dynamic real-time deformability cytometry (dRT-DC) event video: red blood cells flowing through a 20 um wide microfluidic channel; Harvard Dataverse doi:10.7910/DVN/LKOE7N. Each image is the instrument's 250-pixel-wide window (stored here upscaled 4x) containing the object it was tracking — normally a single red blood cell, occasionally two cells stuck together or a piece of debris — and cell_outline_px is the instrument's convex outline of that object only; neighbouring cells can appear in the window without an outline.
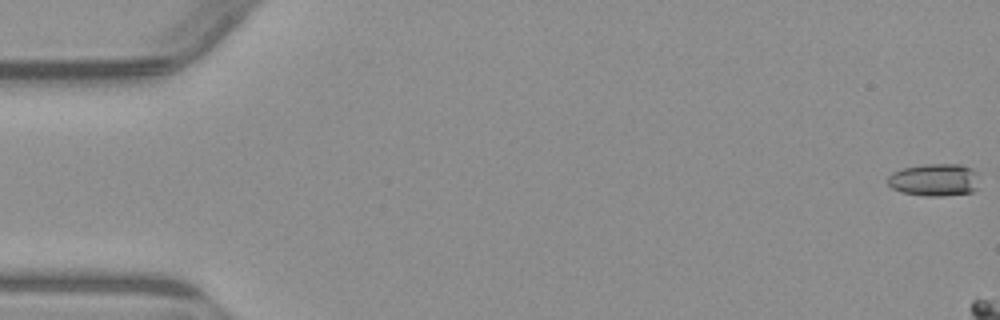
{"species": "common noctule bat (a hibernating species)", "species_latin": "Nyctalus noctula", "temperature_condition": "warm", "stored_images_in_passage": 6, "camera_frame_rate_fps": 3000, "um_per_image_px": 0.085, "animal": {"sex": "male", "body_mass_g": 23.1, "forearm_length_mm": 52.7}, "frame": {"image": 1, "passage_image": 1, "time_ms": 0.0, "image_size_px": [1000, 320], "cell_outline_px": [[976, 188], [972, 192], [944, 196], [924, 196], [900, 192], [892, 188], [888, 184], [888, 176], [892, 172], [904, 168], [924, 164], [960, 164], [972, 168], [976, 172]], "centroid_in_image_um": [79.4, 15.29], "position_along_channel_um": 5.6, "area_um2": 17.34}}